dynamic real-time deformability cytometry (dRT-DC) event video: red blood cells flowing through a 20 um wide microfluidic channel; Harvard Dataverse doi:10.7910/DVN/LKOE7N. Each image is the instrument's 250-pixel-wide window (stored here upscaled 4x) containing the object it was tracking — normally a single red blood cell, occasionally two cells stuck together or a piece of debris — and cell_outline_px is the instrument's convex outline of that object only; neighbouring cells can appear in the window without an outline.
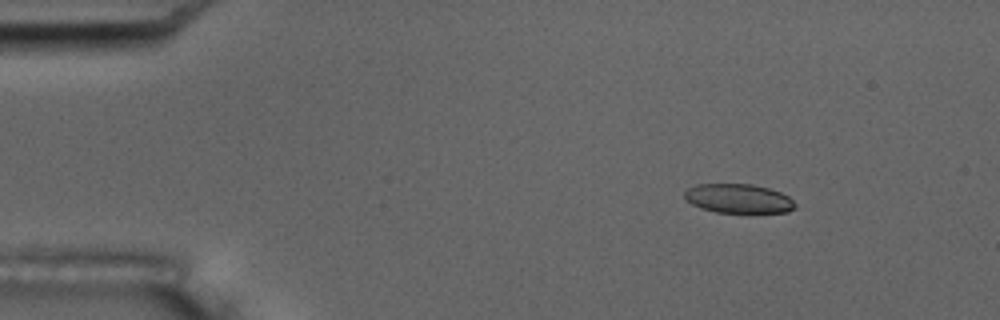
{"species": "common noctule bat (a hibernating species)", "species_latin": "Nyctalus noctula", "temperature_condition": "room temperature", "stored_images_in_passage": 5, "camera_frame_rate_fps": 3000, "um_per_image_px": 0.085, "animal": {"sex": "male", "body_mass_g": 17.5, "forearm_length_mm": 52.3}, "frame": {"image": 1, "passage_image": 3, "time_ms": 2.333, "image_size_px": [1000, 320], "cell_outline_px": [[796, 208], [788, 212], [716, 212], [700, 208], [692, 204], [684, 196], [684, 192], [688, 188], [696, 184], [752, 184], [768, 188], [780, 192], [788, 196], [796, 204]], "centroid_in_image_um": [62.77, 16.87], "position_along_channel_um": 22.2, "area_um2": 18.73}}